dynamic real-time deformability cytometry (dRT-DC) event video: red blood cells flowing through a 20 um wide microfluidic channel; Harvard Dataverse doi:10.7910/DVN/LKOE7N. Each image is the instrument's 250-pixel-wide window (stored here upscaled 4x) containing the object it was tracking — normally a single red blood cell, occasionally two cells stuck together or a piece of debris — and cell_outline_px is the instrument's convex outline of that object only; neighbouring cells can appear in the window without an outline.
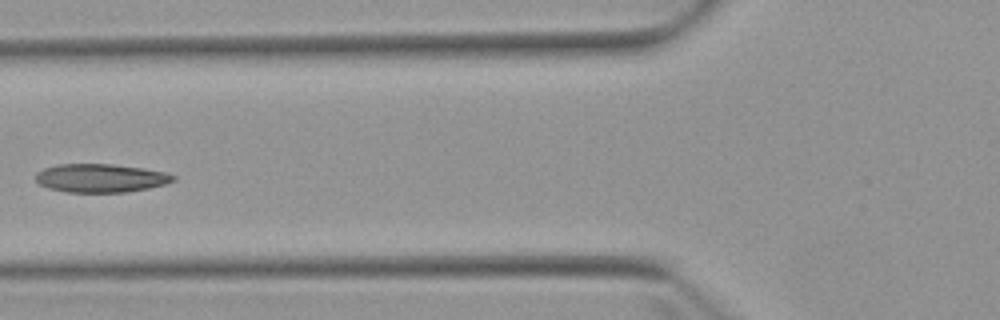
{"species": "Egyptian fruit bat (a non-hibernating species)", "species_latin": "Rousettus aegyptiacus", "temperature_condition": "warm", "stored_images_in_passage": 7, "camera_frame_rate_fps": 3000, "um_per_image_px": 0.085, "animal": {"sex": "female"}, "frame": {"image": 1, "passage_image": 5, "time_ms": 5.0, "image_size_px": [1000, 320], "cell_outline_px": [[176, 180], [164, 184], [148, 188], [128, 192], [64, 192], [48, 188], [40, 184], [36, 180], [36, 172], [44, 168], [60, 164], [112, 164], [144, 168], [164, 172], [176, 176]], "centroid_in_image_um": [8.55, 15.14], "position_along_channel_um": 117.2, "area_um2": 22.83}}
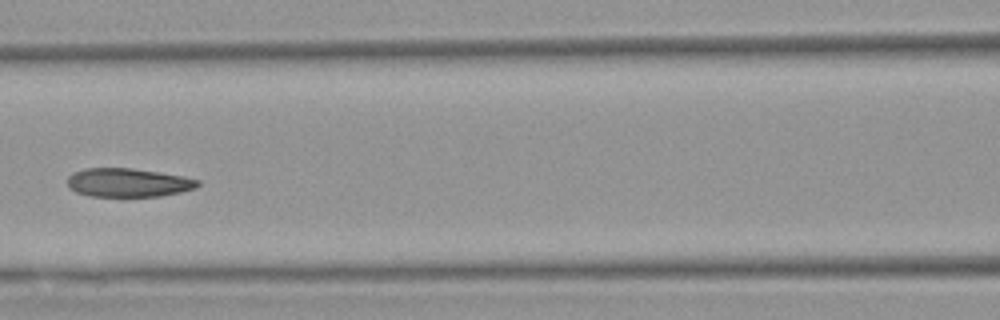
{"frame": {"image": 2, "passage_image": 6, "time_ms": 6.0, "image_size_px": [1000, 320], "cell_outline_px": [[200, 184], [196, 188], [180, 192], [160, 196], [92, 196], [76, 192], [68, 188], [68, 176], [72, 172], [84, 168], [132, 168], [184, 176], [200, 180]], "centroid_in_image_um": [10.89, 15.51], "position_along_channel_um": 155.7, "area_um2": 21.85}}
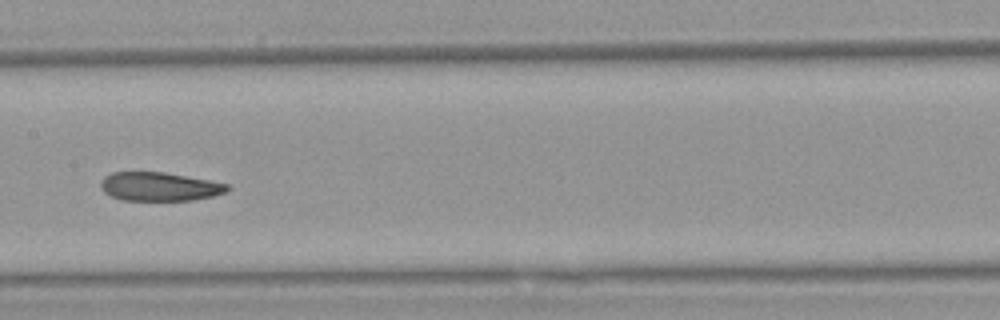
{"frame": {"image": 3, "passage_image": 7, "time_ms": 7.0, "image_size_px": [1000, 320], "cell_outline_px": [[232, 188], [224, 192], [212, 196], [192, 200], [120, 200], [104, 192], [100, 188], [100, 180], [104, 176], [112, 172], [164, 172], [208, 180], [228, 184]], "centroid_in_image_um": [13.51, 15.85], "position_along_channel_um": 193.9, "area_um2": 21.15}}